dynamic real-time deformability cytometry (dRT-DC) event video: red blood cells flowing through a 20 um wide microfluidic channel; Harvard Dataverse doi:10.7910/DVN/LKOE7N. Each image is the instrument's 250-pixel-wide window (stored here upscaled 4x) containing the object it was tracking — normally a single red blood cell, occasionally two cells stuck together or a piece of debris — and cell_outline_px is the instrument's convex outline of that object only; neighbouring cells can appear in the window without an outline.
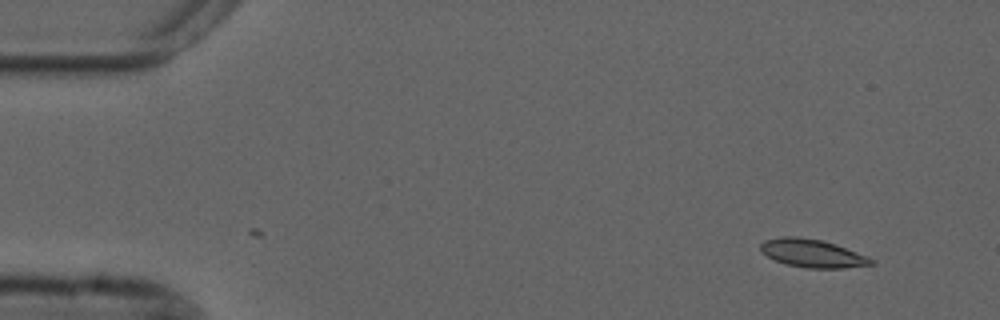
{"species": "common noctule bat (a hibernating species)", "species_latin": "Nyctalus noctula", "temperature_condition": "cold", "stored_images_in_passage": 12, "camera_frame_rate_fps": 3000, "um_per_image_px": 0.085, "animal": {"sex": "male", "forearm_length_mm": 52.5}, "frame": {"image": 1, "passage_image": 1, "time_ms": 0.0, "image_size_px": [1000, 320], "cell_outline_px": [[876, 264], [840, 268], [808, 268], [784, 264], [768, 256], [760, 248], [760, 244], [764, 240], [784, 236], [796, 236], [820, 240], [844, 248], [864, 256], [872, 260]], "centroid_in_image_um": [68.99, 21.53], "position_along_channel_um": 16.0, "area_um2": 17.57}}
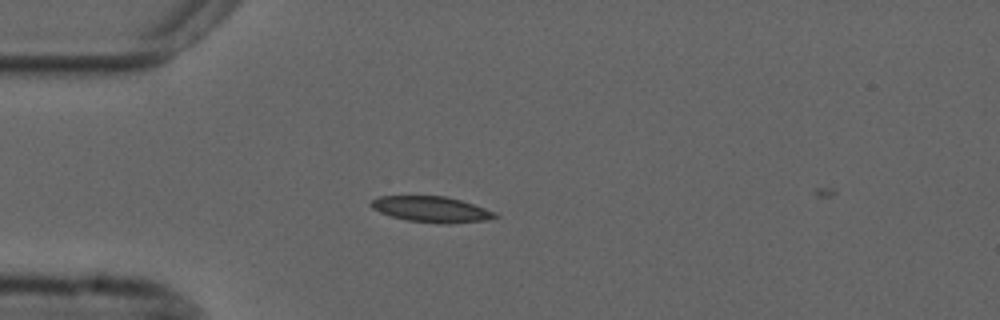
{"frame": {"image": 2, "passage_image": 11, "time_ms": 3.333, "image_size_px": [1000, 320], "cell_outline_px": [[500, 216], [484, 220], [448, 224], [440, 224], [404, 220], [380, 212], [372, 208], [368, 204], [372, 200], [380, 196], [444, 196], [460, 200], [496, 212]], "centroid_in_image_um": [36.64, 17.8], "position_along_channel_um": 48.4, "area_um2": 18.61}}